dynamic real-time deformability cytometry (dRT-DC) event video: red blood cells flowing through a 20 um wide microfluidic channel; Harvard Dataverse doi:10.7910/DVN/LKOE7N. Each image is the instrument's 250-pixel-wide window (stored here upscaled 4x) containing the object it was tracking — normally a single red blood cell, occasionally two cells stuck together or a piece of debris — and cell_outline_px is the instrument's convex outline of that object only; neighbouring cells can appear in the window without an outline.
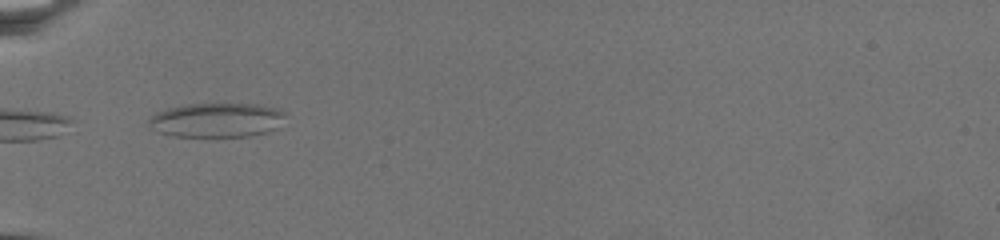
{"species": "common noctule bat (a hibernating species)", "species_latin": "Nyctalus noctula", "temperature_condition": "warm", "stored_images_in_passage": 5, "camera_frame_rate_fps": 3000, "um_per_image_px": 0.085, "animal": {"sex": "female", "body_mass_g": 19.5, "forearm_length_mm": 54.1}, "frame": {"image": 1, "passage_image": 1, "time_ms": 0.0, "image_size_px": [1000, 240], "cell_outline_px": [[284, 116], [280, 128], [268, 132], [248, 136], [172, 136], [160, 132], [152, 128], [148, 124], [148, 120], [156, 112], [168, 108], [184, 104], [260, 104], [280, 108], [284, 112]], "centroid_in_image_um": [18.46, 10.2], "position_along_channel_um": 66.5, "area_um2": 27.51}}